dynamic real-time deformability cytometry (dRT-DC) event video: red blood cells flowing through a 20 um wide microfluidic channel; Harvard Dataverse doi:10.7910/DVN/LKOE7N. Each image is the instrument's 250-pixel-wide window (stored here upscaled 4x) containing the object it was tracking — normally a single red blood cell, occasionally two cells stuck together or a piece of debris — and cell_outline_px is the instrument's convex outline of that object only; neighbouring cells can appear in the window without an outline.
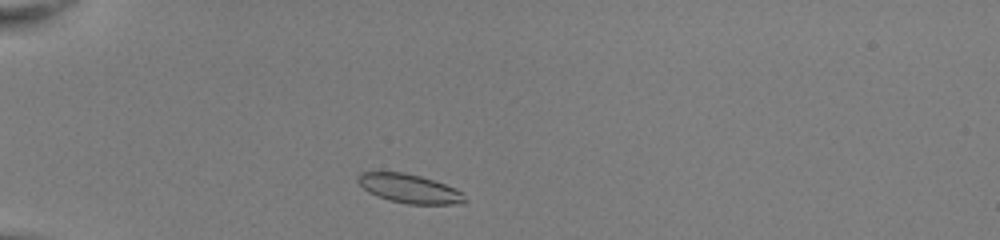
{"species": "common noctule bat (a hibernating species)", "species_latin": "Nyctalus noctula", "temperature_condition": "room temperature", "stored_images_in_passage": 39, "camera_frame_rate_fps": 3000, "um_per_image_px": 0.085, "animal": {"sex": "female", "body_mass_g": 22.0, "forearm_length_mm": 56.7}, "frame": {"image": 1, "passage_image": 3, "time_ms": 0.667, "image_size_px": [1000, 240], "cell_outline_px": [[468, 200], [456, 204], [408, 204], [388, 200], [376, 196], [368, 192], [356, 180], [356, 176], [360, 172], [404, 172], [420, 176], [456, 188], [464, 192]], "centroid_in_image_um": [34.8, 16.03], "position_along_channel_um": 50.2, "area_um2": 18.15}}
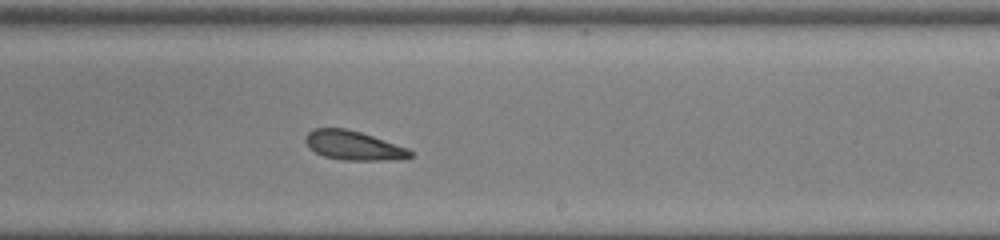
{"frame": {"image": 2, "passage_image": 21, "time_ms": 6.667, "image_size_px": [1000, 240], "cell_outline_px": [[412, 156], [396, 160], [344, 160], [324, 156], [308, 148], [304, 140], [308, 132], [312, 128], [348, 128], [408, 148], [412, 152]], "centroid_in_image_um": [30.01, 12.36], "position_along_channel_um": 259.0, "area_um2": 17.8}}
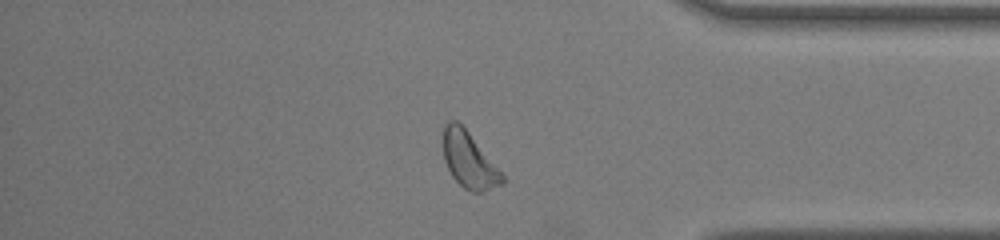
{"frame": {"image": 3, "passage_image": 32, "time_ms": 10.333, "image_size_px": [1000, 240], "cell_outline_px": [[504, 184], [484, 192], [472, 192], [464, 188], [452, 176], [444, 160], [444, 124], [448, 120], [456, 120], [468, 132], [504, 176]], "centroid_in_image_um": [39.86, 13.64], "position_along_channel_um": 395.3, "area_um2": 18.84}, "authors_computed_cell_mechanics": {"area_um2": 18.1492, "velocity_mm_per_s": 4.0129, "shape_relaxation_time_tau1_ms": null, "shape_relaxation_time_tau2_ms": 1.9555, "deformation_change_tau1": null, "deformation_change_tau2": 0.0952}}